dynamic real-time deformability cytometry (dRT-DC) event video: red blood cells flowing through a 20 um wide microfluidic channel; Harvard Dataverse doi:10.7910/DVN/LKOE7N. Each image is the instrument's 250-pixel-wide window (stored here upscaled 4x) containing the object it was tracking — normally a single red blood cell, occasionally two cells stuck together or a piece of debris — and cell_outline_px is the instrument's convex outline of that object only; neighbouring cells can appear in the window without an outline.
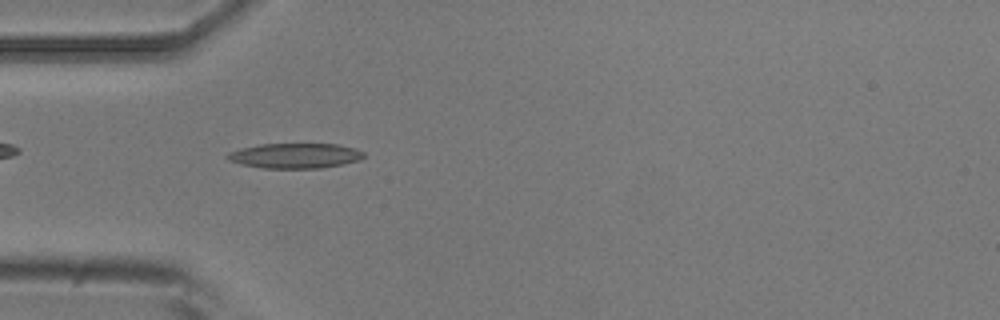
{"species": "common noctule bat (a hibernating species)", "species_latin": "Nyctalus noctula", "temperature_condition": "room temperature", "stored_images_in_passage": 5, "camera_frame_rate_fps": 3000, "um_per_image_px": 0.085, "animal": {"sex": "male", "body_mass_g": 20.5, "forearm_length_mm": 52.5}, "frame": {"image": 1, "passage_image": 2, "time_ms": 1.0, "image_size_px": [1000, 320], "cell_outline_px": [[364, 156], [360, 160], [320, 168], [264, 168], [244, 164], [228, 160], [224, 156], [228, 152], [240, 148], [260, 144], [336, 144], [356, 148], [364, 152]], "centroid_in_image_um": [25.07, 13.22], "position_along_channel_um": 59.9, "area_um2": 19.83}}
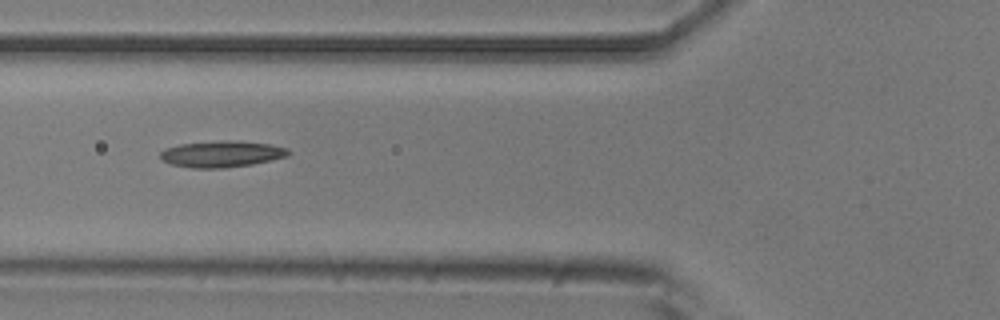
{"frame": {"image": 2, "passage_image": 3, "time_ms": 2.333, "image_size_px": [1000, 320], "cell_outline_px": [[292, 152], [288, 156], [272, 160], [252, 164], [224, 168], [192, 168], [172, 164], [160, 160], [160, 152], [164, 148], [180, 144], [228, 140], [236, 140], [268, 144], [288, 148]], "centroid_in_image_um": [18.85, 13.09], "position_along_channel_um": 107.0, "area_um2": 19.77}}
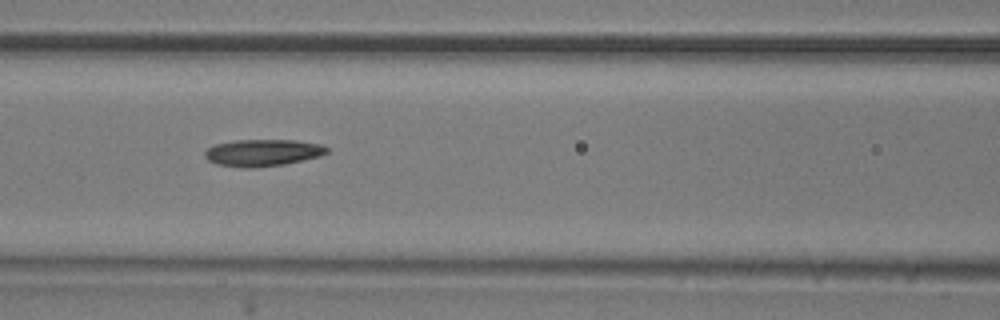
{"frame": {"image": 3, "passage_image": 4, "time_ms": 3.333, "image_size_px": [1000, 320], "cell_outline_px": [[328, 152], [320, 156], [284, 164], [252, 168], [240, 168], [216, 164], [208, 160], [204, 156], [204, 152], [208, 148], [216, 144], [236, 140], [296, 140], [324, 144], [328, 148]], "centroid_in_image_um": [22.34, 12.98], "position_along_channel_um": 144.3, "area_um2": 19.25}}